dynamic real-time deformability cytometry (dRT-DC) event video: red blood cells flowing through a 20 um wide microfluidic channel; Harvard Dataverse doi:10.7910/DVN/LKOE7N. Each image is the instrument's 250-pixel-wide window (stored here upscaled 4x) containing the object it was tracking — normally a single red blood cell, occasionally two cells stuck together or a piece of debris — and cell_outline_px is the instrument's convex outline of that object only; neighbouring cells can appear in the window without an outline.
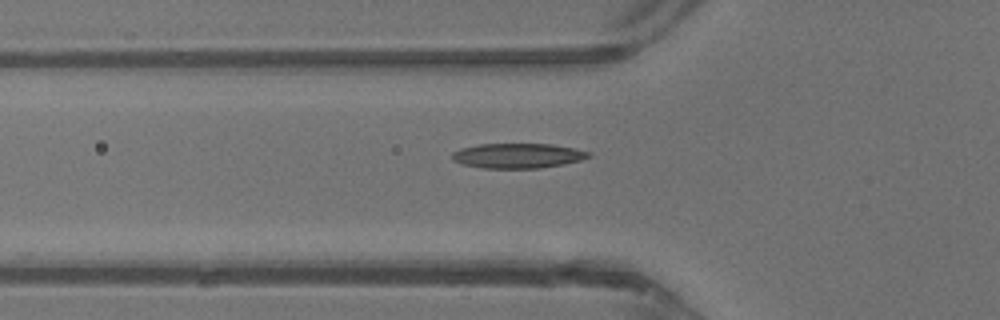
{"species": "common noctule bat (a hibernating species)", "species_latin": "Nyctalus noctula", "temperature_condition": "warm", "stored_images_in_passage": 31, "camera_frame_rate_fps": 3000, "um_per_image_px": 0.085, "animal": {"sex": "male", "body_mass_g": 13.3}, "frame": {"image": 1, "passage_image": 6, "time_ms": 1.667, "image_size_px": [1000, 320], "cell_outline_px": [[592, 156], [580, 160], [564, 164], [540, 168], [480, 168], [464, 164], [452, 160], [452, 152], [460, 148], [476, 144], [552, 144], [592, 152]], "centroid_in_image_um": [44.0, 13.23], "position_along_channel_um": 81.8, "area_um2": 19.88}}
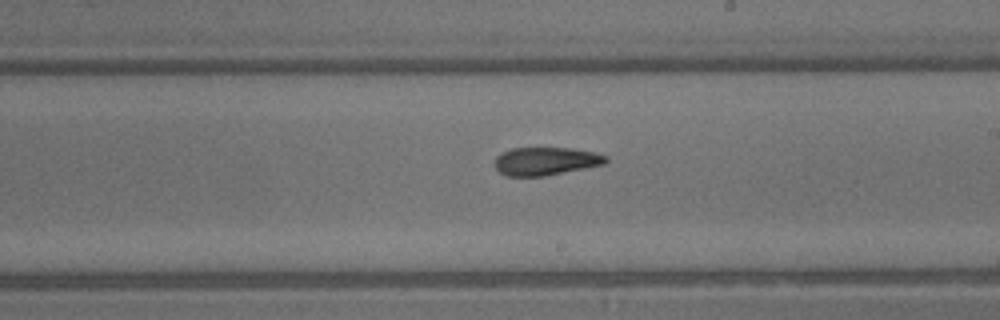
{"frame": {"image": 2, "passage_image": 16, "time_ms": 5.0, "image_size_px": [1000, 320], "cell_outline_px": [[608, 160], [604, 164], [544, 176], [504, 176], [492, 164], [496, 156], [500, 152], [512, 148], [572, 148], [592, 152], [608, 156]], "centroid_in_image_um": [46.32, 13.7], "position_along_channel_um": 242.7, "area_um2": 18.26}}
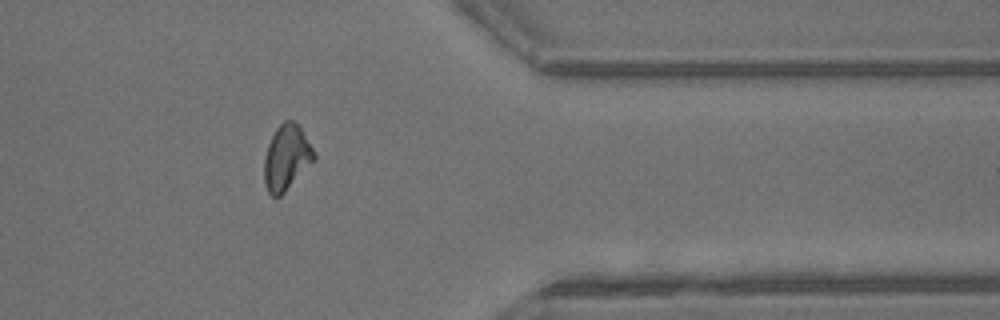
{"frame": {"image": 3, "passage_image": 26, "time_ms": 8.333, "image_size_px": [1000, 320], "cell_outline_px": [[316, 160], [280, 196], [272, 196], [268, 192], [264, 184], [264, 156], [268, 144], [276, 128], [284, 120], [292, 120], [304, 132], [316, 152]], "centroid_in_image_um": [24.37, 13.39], "position_along_channel_um": 387.0, "area_um2": 19.13}, "authors_computed_cell_mechanics": {"area_um2": 19.0162, "velocity_mm_per_s": 4.7992, "shape_relaxation_time_tau1_ms": 4.8589, "shape_relaxation_time_tau2_ms": 1.8673, "deformation_change_tau1": 0.1869, "deformation_change_tau2": 0.0895}}